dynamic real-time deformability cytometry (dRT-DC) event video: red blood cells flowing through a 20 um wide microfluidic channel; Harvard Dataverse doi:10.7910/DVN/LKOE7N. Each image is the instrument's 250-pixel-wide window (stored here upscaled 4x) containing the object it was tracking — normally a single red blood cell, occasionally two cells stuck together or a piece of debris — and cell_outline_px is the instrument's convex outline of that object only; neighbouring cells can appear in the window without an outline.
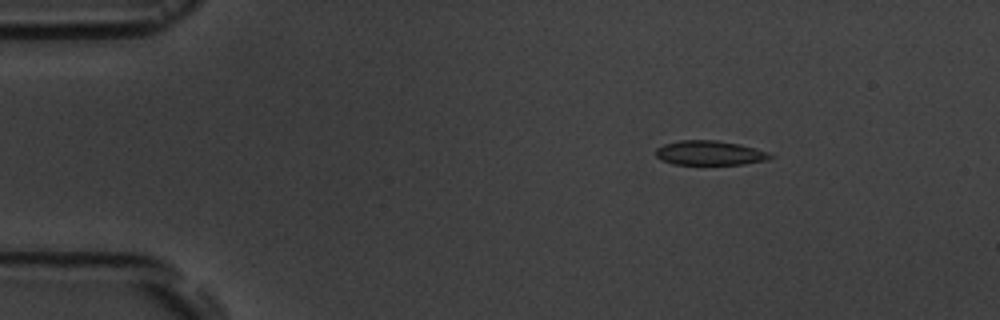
{"species": "common noctule bat (a hibernating species)", "species_latin": "Nyctalus noctula", "temperature_condition": "room temperature", "stored_images_in_passage": 6, "camera_frame_rate_fps": 3000, "um_per_image_px": 0.085, "animal": {"sex": "male", "body_mass_g": 19.5, "forearm_length_mm": 54.6}, "frame": {"image": 1, "passage_image": 3, "time_ms": 2.333, "image_size_px": [1000, 320], "cell_outline_px": [[776, 156], [768, 160], [744, 164], [672, 164], [660, 160], [656, 156], [656, 148], [664, 144], [680, 140], [716, 140], [740, 144], [756, 148], [768, 152]], "centroid_in_image_um": [60.35, 13.0], "position_along_channel_um": 24.7, "area_um2": 16.47}}
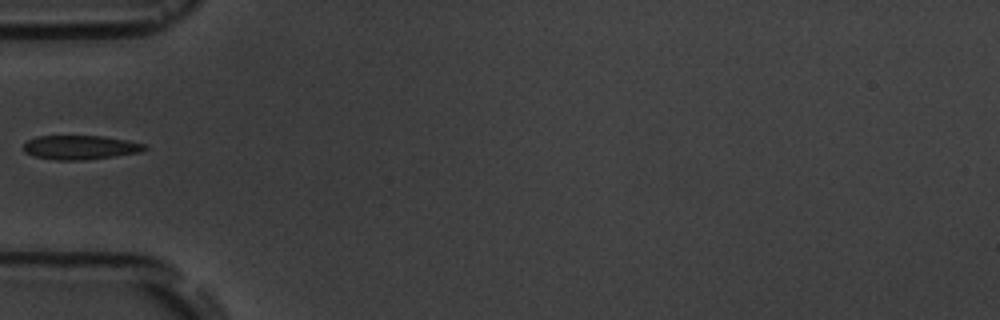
{"frame": {"image": 2, "passage_image": 6, "time_ms": 5.667, "image_size_px": [1000, 320], "cell_outline_px": [[148, 148], [140, 152], [84, 160], [56, 160], [36, 156], [24, 152], [24, 144], [28, 140], [40, 136], [104, 136], [128, 140], [144, 144]], "centroid_in_image_um": [6.84, 12.52], "position_along_channel_um": 78.2, "area_um2": 16.82}}